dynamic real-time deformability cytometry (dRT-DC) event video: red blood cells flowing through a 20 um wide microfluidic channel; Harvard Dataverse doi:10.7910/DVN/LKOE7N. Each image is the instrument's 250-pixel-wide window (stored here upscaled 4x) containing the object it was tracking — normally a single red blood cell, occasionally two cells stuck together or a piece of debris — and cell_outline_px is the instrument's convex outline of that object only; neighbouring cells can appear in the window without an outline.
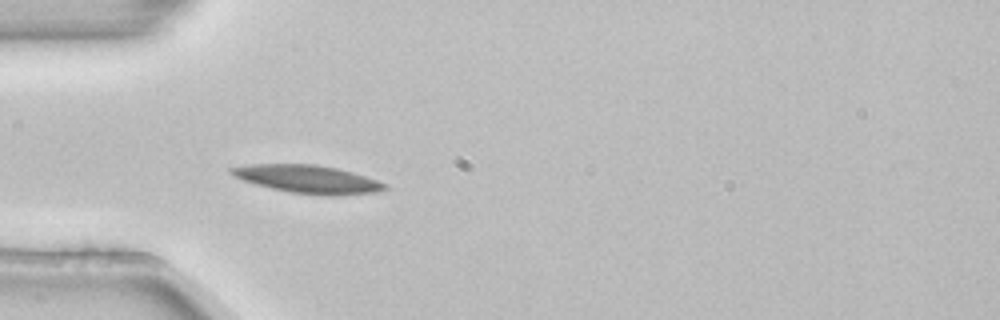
{"species": "common noctule bat (a hibernating species)", "species_latin": "Nyctalus noctula", "temperature_condition": "room temperature", "stored_images_in_passage": 4, "camera_frame_rate_fps": 3000, "um_per_image_px": 0.085, "animal": {"sex": "female", "body_mass_g": 22.7, "forearm_length_mm": 54.2}, "frame": {"image": 1, "passage_image": 4, "time_ms": 1.0, "image_size_px": [1000, 320], "cell_outline_px": [[388, 188], [376, 192], [332, 196], [328, 196], [288, 192], [256, 184], [232, 176], [228, 172], [228, 168], [252, 164], [316, 164], [336, 168], [352, 172], [388, 184]], "centroid_in_image_um": [26.15, 15.23], "position_along_channel_um": 58.9, "area_um2": 25.03}}